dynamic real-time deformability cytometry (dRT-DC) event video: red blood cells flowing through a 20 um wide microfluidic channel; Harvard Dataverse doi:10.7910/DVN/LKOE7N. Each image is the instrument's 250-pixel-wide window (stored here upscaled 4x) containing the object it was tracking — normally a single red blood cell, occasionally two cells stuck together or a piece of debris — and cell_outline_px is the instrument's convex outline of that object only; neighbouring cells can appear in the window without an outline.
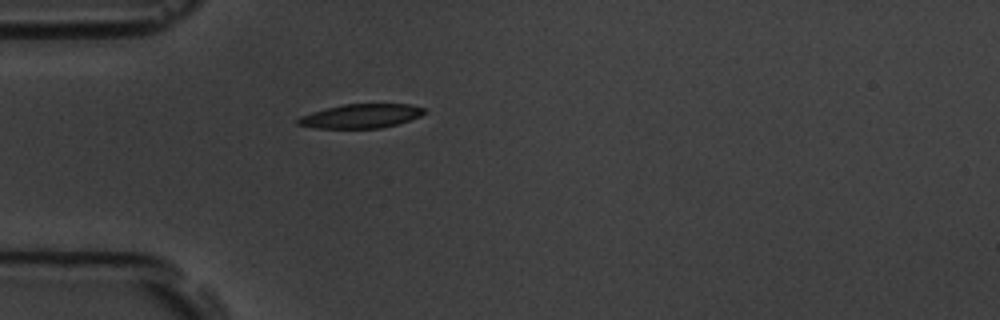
{"species": "common noctule bat (a hibernating species)", "species_latin": "Nyctalus noctula", "temperature_condition": "room temperature", "stored_images_in_passage": 1, "camera_frame_rate_fps": 3000, "um_per_image_px": 0.085, "animal": {"sex": "male", "body_mass_g": 19.5, "forearm_length_mm": 54.6}, "frame": {"image": 1, "passage_image": 1, "time_ms": 0.0, "image_size_px": [1000, 320], "cell_outline_px": [[424, 112], [420, 116], [396, 124], [380, 128], [316, 128], [296, 124], [296, 120], [300, 116], [312, 112], [344, 104], [408, 104], [424, 108]], "centroid_in_image_um": [30.64, 9.86], "position_along_channel_um": 54.4, "area_um2": 17.46}}